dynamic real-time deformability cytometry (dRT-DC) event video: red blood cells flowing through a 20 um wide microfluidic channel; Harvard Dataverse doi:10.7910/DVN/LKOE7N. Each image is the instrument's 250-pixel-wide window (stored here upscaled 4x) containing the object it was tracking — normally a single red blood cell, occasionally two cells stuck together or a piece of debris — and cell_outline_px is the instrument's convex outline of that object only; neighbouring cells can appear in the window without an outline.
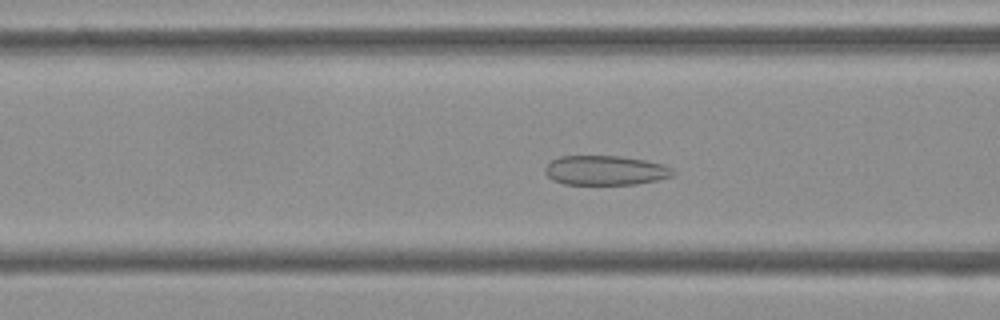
{"species": "Egyptian fruit bat (a non-hibernating species)", "species_latin": "Rousettus aegyptiacus", "temperature_condition": "cold", "stored_images_in_passage": 54, "camera_frame_rate_fps": 3000, "um_per_image_px": 0.085, "frame": {"image": 1, "passage_image": 21, "time_ms": 6.667, "image_size_px": [1000, 320], "cell_outline_px": [[676, 172], [672, 176], [656, 180], [636, 184], [564, 184], [552, 180], [544, 172], [544, 168], [552, 160], [560, 156], [620, 156], [644, 160], [664, 164], [672, 168]], "centroid_in_image_um": [51.46, 14.48], "position_along_channel_um": 115.1, "area_um2": 22.02}}
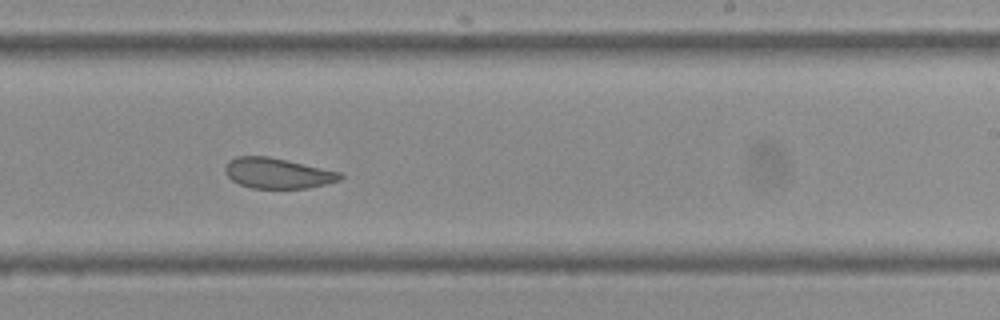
{"frame": {"image": 2, "passage_image": 33, "time_ms": 10.667, "image_size_px": [1000, 320], "cell_outline_px": [[344, 176], [340, 180], [308, 188], [252, 188], [240, 184], [232, 180], [224, 172], [224, 168], [228, 160], [236, 156], [268, 156], [288, 160], [340, 172]], "centroid_in_image_um": [23.57, 14.71], "position_along_channel_um": 265.4, "area_um2": 20.4}}
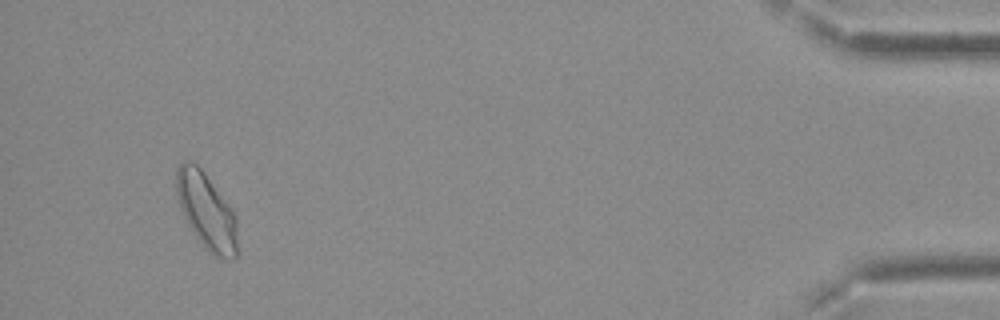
{"frame": {"image": 3, "passage_image": 51, "time_ms": 16.667, "image_size_px": [1000, 320], "cell_outline_px": [[236, 256], [228, 260], [212, 256], [208, 252], [196, 236], [188, 224], [180, 208], [176, 196], [176, 172], [180, 164], [184, 160], [192, 160], [204, 172], [236, 216]], "centroid_in_image_um": [17.52, 17.94], "position_along_channel_um": 417.7, "area_um2": 26.82}, "authors_computed_cell_mechanics": {"area_um2": 23.1778, "velocity_mm_per_s": 3.7497, "shape_relaxation_time_tau1_ms": null, "shape_relaxation_time_tau2_ms": 1.8121, "deformation_change_tau1": null, "deformation_change_tau2": 0.0696}}